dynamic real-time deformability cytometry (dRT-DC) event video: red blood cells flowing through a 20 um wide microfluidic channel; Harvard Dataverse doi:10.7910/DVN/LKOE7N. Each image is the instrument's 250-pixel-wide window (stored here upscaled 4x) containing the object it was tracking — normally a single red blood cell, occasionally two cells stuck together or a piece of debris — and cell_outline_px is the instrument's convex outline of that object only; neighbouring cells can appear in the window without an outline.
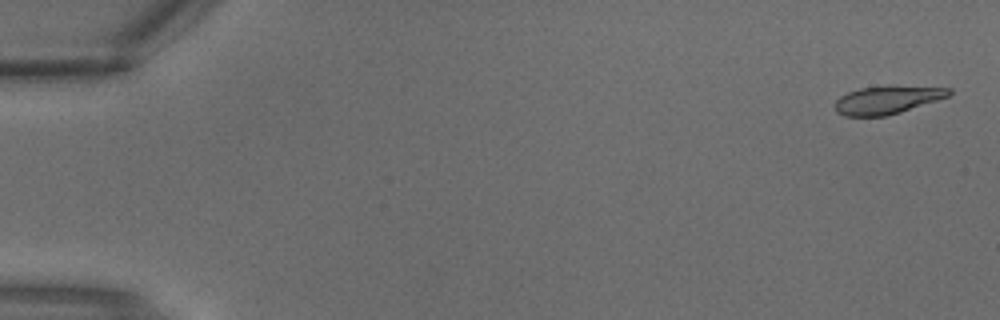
{"species": "common noctule bat (a hibernating species)", "species_latin": "Nyctalus noctula", "temperature_condition": "warm", "stored_images_in_passage": 3, "camera_frame_rate_fps": 3000, "um_per_image_px": 0.085, "animal": {"sex": "male", "body_mass_g": 18.8}, "frame": {"image": 1, "passage_image": 1, "time_ms": 0.0, "image_size_px": [1000, 320], "cell_outline_px": [[952, 92], [948, 96], [900, 112], [884, 116], [844, 116], [836, 112], [836, 100], [840, 96], [848, 92], [860, 88], [952, 88]], "centroid_in_image_um": [75.33, 8.54], "position_along_channel_um": 9.7, "area_um2": 17.51}}
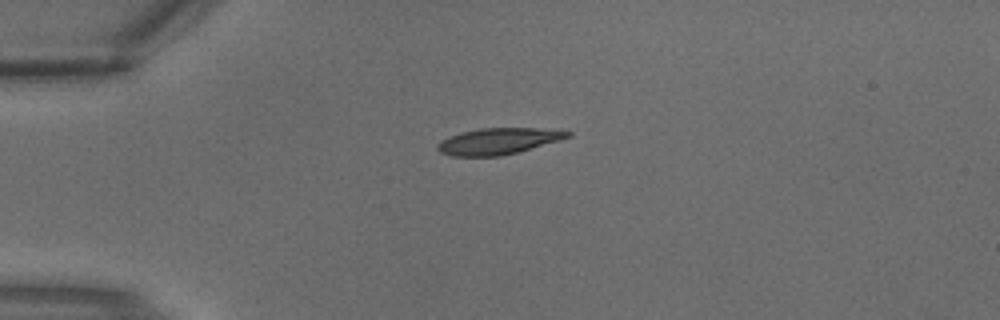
{"frame": {"image": 2, "passage_image": 3, "time_ms": 0.667, "image_size_px": [1000, 320], "cell_outline_px": [[572, 136], [560, 140], [516, 152], [500, 156], [452, 156], [440, 152], [436, 148], [436, 144], [440, 140], [460, 132], [480, 128], [536, 128], [572, 132]], "centroid_in_image_um": [42.3, 12.0], "position_along_channel_um": 42.7, "area_um2": 19.83}}